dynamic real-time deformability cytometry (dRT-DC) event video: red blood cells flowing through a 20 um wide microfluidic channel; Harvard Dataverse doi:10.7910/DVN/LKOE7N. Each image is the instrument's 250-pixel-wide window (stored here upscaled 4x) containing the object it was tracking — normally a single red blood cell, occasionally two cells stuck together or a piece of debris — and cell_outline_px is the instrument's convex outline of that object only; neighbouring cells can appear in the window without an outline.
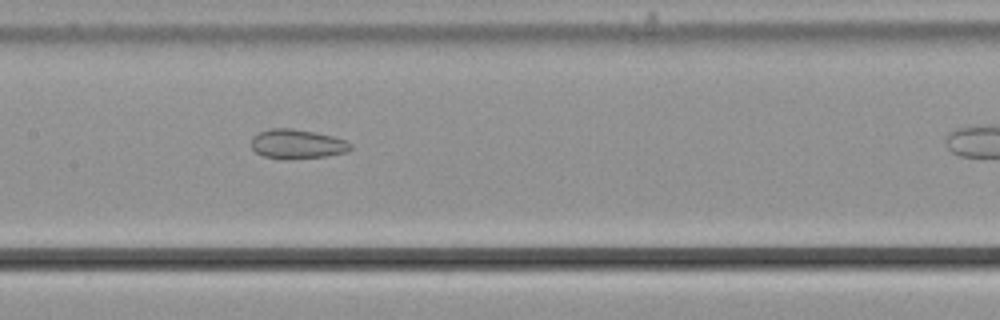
{"species": "common noctule bat (a hibernating species)", "species_latin": "Nyctalus noctula", "temperature_condition": "cold", "stored_images_in_passage": 26, "camera_frame_rate_fps": 3000, "um_per_image_px": 0.085, "animal": {"sex": "male", "body_mass_g": 21.5, "forearm_length_mm": 52.0}, "frame": {"image": 1, "passage_image": 22, "time_ms": 7.0, "image_size_px": [1000, 320], "cell_outline_px": [[352, 148], [348, 152], [324, 156], [284, 160], [280, 160], [264, 156], [256, 152], [252, 148], [252, 136], [268, 128], [292, 128], [332, 136], [344, 140], [352, 144]], "centroid_in_image_um": [25.24, 12.25], "position_along_channel_um": 182.2, "area_um2": 17.05}}